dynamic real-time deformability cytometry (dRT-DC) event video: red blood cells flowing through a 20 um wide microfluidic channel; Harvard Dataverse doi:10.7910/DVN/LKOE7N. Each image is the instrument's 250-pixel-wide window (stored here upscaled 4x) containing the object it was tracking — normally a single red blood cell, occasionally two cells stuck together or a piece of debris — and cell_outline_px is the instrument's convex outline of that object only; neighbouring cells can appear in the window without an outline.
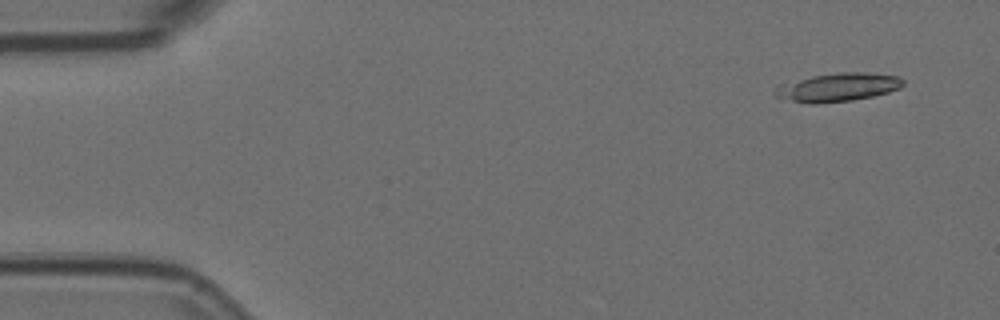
{"species": "Egyptian fruit bat (a non-hibernating species)", "species_latin": "Rousettus aegyptiacus", "temperature_condition": "room temperature", "stored_images_in_passage": 19, "camera_frame_rate_fps": 3000, "um_per_image_px": 0.085, "animal": {"sex": "female"}, "frame": {"image": 1, "passage_image": 1, "time_ms": 0.0, "image_size_px": [1000, 320], "cell_outline_px": [[904, 84], [900, 88], [888, 92], [872, 96], [852, 100], [816, 104], [808, 104], [780, 100], [772, 92], [776, 84], [812, 76], [840, 72], [868, 72], [900, 76], [904, 80]], "centroid_in_image_um": [71.13, 7.42], "position_along_channel_um": 13.9, "area_um2": 21.79}}
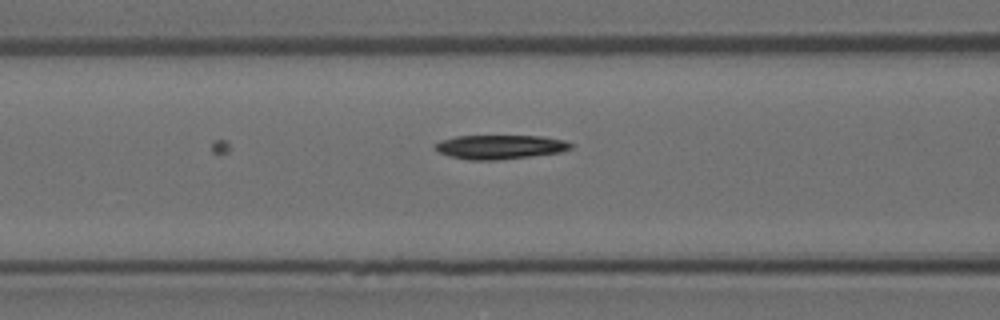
{"frame": {"image": 2, "passage_image": 19, "time_ms": 6.0, "image_size_px": [1000, 320], "cell_outline_px": [[572, 148], [560, 152], [532, 156], [496, 160], [468, 160], [448, 156], [436, 152], [432, 144], [440, 140], [456, 136], [544, 136], [564, 140], [572, 144]], "centroid_in_image_um": [42.43, 12.49], "position_along_channel_um": 124.2, "area_um2": 19.31}}